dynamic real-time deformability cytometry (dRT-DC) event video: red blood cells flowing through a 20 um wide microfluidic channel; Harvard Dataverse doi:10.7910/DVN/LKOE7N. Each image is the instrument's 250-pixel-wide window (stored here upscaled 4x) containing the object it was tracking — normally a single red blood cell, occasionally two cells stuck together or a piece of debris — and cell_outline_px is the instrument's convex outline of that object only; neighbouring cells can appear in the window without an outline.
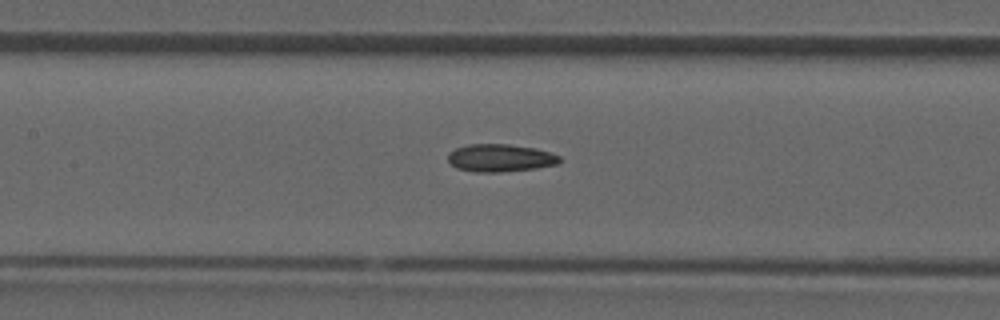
{"species": "common noctule bat (a hibernating species)", "species_latin": "Nyctalus noctula", "temperature_condition": "room temperature", "stored_images_in_passage": 38, "camera_frame_rate_fps": 3000, "um_per_image_px": 0.085, "animal": {"sex": "male", "forearm_length_mm": 52.5}, "frame": {"image": 1, "passage_image": 17, "time_ms": 5.333, "image_size_px": [1000, 320], "cell_outline_px": [[564, 160], [560, 164], [536, 168], [500, 172], [476, 172], [456, 168], [448, 160], [448, 152], [456, 148], [468, 144], [508, 144], [536, 148], [560, 156]], "centroid_in_image_um": [42.55, 13.42], "position_along_channel_um": 164.8, "area_um2": 18.15}}